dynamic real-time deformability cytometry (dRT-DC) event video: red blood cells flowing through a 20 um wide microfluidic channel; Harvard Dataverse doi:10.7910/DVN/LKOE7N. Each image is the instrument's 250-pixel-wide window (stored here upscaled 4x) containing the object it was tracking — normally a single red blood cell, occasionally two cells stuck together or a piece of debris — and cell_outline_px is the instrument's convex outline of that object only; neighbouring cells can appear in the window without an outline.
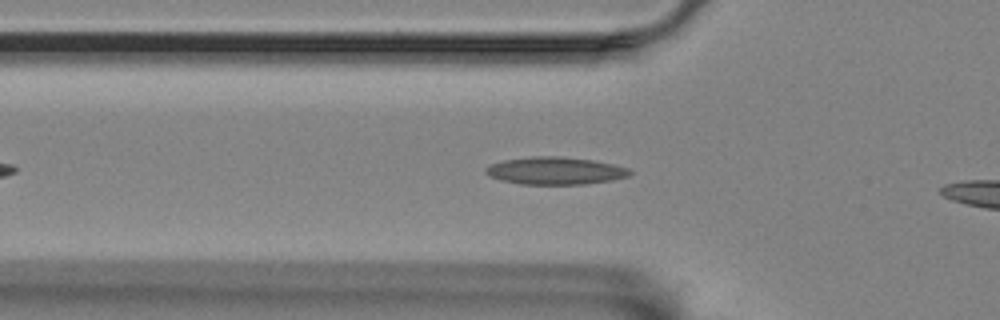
{"species": "Egyptian fruit bat (a non-hibernating species)", "species_latin": "Rousettus aegyptiacus", "temperature_condition": "room temperature", "stored_images_in_passage": 30, "camera_frame_rate_fps": 3000, "um_per_image_px": 0.085, "animal": {"sex": "female"}, "frame": {"image": 1, "passage_image": 2, "time_ms": 0.333, "image_size_px": [1000, 320], "cell_outline_px": [[632, 172], [628, 176], [612, 180], [584, 184], [520, 184], [500, 180], [488, 176], [484, 172], [484, 168], [492, 164], [504, 160], [532, 156], [560, 156], [592, 160], [632, 168]], "centroid_in_image_um": [47.19, 14.51], "position_along_channel_um": 78.6, "area_um2": 23.18}}
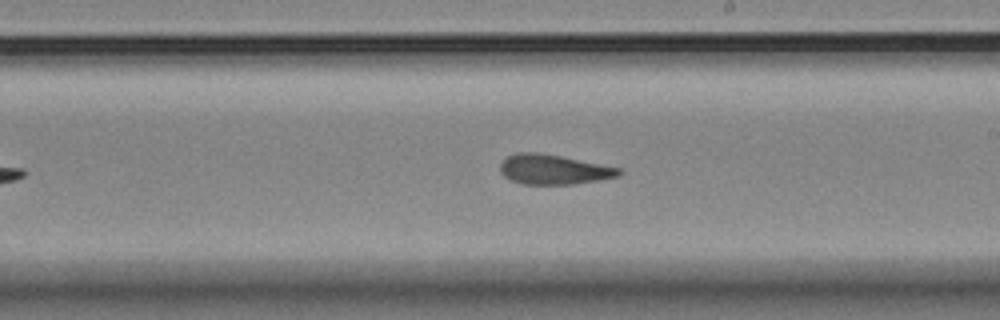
{"frame": {"image": 2, "passage_image": 16, "time_ms": 5.0, "image_size_px": [1000, 320], "cell_outline_px": [[624, 172], [620, 176], [600, 180], [572, 184], [524, 184], [512, 180], [504, 176], [500, 172], [500, 164], [508, 156], [520, 152], [536, 152], [560, 156], [620, 168]], "centroid_in_image_um": [47.08, 14.41], "position_along_channel_um": 241.9, "area_um2": 20.46}}
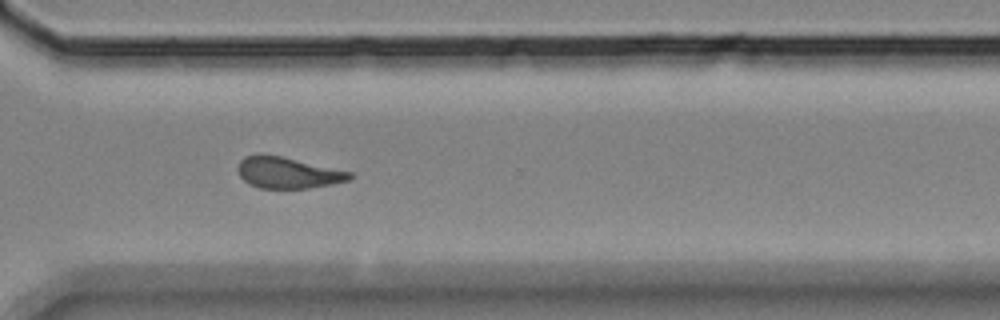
{"frame": {"image": 3, "passage_image": 25, "time_ms": 8.0, "image_size_px": [1000, 320], "cell_outline_px": [[352, 176], [348, 180], [332, 184], [308, 188], [260, 188], [248, 184], [240, 176], [236, 168], [240, 160], [244, 156], [260, 152], [280, 156], [352, 172]], "centroid_in_image_um": [24.39, 14.66], "position_along_channel_um": 346.2, "area_um2": 20.46}}